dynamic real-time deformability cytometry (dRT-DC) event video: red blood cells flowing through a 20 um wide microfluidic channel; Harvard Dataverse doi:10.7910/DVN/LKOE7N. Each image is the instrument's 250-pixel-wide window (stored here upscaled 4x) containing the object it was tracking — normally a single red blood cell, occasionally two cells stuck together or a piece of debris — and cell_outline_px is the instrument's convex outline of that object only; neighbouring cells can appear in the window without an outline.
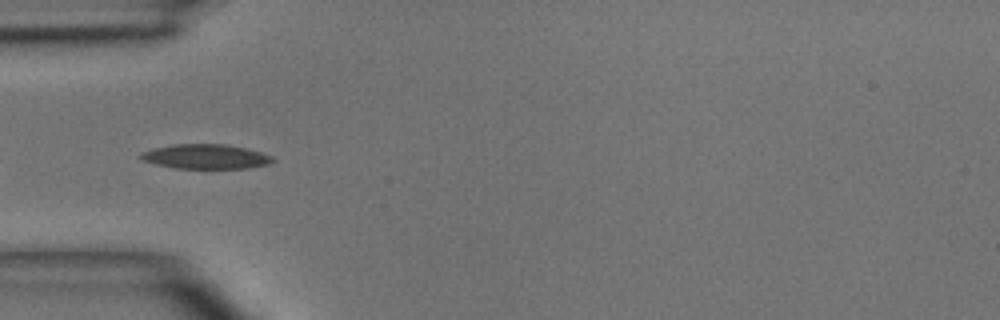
{"species": "common noctule bat (a hibernating species)", "species_latin": "Nyctalus noctula", "temperature_condition": "room temperature", "stored_images_in_passage": 6, "camera_frame_rate_fps": 3000, "um_per_image_px": 0.085, "animal": {"sex": "male", "body_mass_g": 15.6}, "frame": {"image": 1, "passage_image": 5, "time_ms": 4.667, "image_size_px": [1000, 320], "cell_outline_px": [[276, 160], [268, 164], [248, 168], [176, 168], [156, 164], [144, 160], [136, 156], [140, 152], [152, 148], [172, 144], [224, 144], [244, 148], [260, 152], [272, 156]], "centroid_in_image_um": [17.44, 13.3], "position_along_channel_um": 67.6, "area_um2": 18.9}}
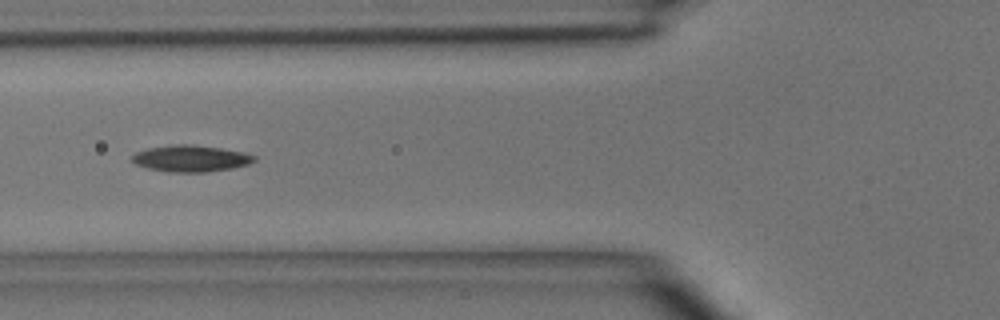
{"frame": {"image": 2, "passage_image": 6, "time_ms": 5.667, "image_size_px": [1000, 320], "cell_outline_px": [[256, 160], [248, 164], [232, 168], [204, 172], [168, 172], [148, 168], [136, 164], [132, 160], [132, 156], [136, 152], [148, 148], [172, 144], [188, 144], [220, 148], [244, 152], [256, 156]], "centroid_in_image_um": [16.22, 13.47], "position_along_channel_um": 109.6, "area_um2": 18.79}}